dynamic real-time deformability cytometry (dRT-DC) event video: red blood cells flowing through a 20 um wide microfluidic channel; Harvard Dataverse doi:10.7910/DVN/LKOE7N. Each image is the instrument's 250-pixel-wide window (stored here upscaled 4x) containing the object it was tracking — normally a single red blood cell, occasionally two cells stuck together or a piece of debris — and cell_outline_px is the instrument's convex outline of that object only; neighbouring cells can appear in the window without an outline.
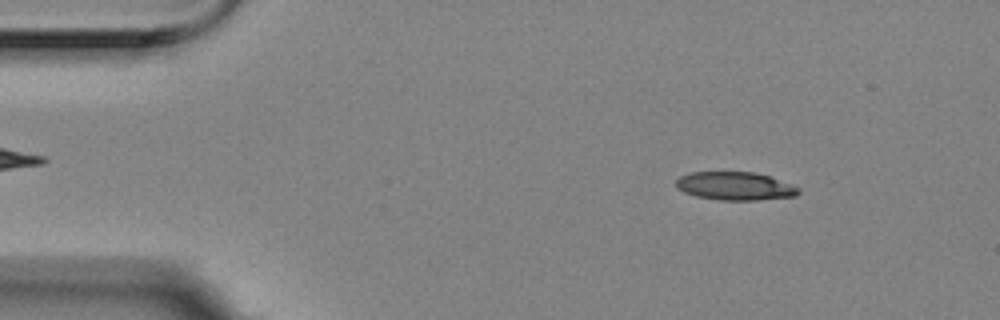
{"species": "Egyptian fruit bat (a non-hibernating species)", "species_latin": "Rousettus aegyptiacus", "temperature_condition": "room temperature", "stored_images_in_passage": 28, "camera_frame_rate_fps": 3000, "um_per_image_px": 0.085, "animal": {"sex": "female"}, "frame": {"image": 1, "passage_image": 7, "time_ms": 2.0, "image_size_px": [1000, 320], "cell_outline_px": [[800, 192], [796, 196], [756, 200], [720, 200], [696, 196], [684, 192], [676, 188], [676, 180], [680, 176], [692, 172], [752, 172], [768, 176], [792, 184], [800, 188]], "centroid_in_image_um": [62.48, 15.82], "position_along_channel_um": 22.5, "area_um2": 20.11}}